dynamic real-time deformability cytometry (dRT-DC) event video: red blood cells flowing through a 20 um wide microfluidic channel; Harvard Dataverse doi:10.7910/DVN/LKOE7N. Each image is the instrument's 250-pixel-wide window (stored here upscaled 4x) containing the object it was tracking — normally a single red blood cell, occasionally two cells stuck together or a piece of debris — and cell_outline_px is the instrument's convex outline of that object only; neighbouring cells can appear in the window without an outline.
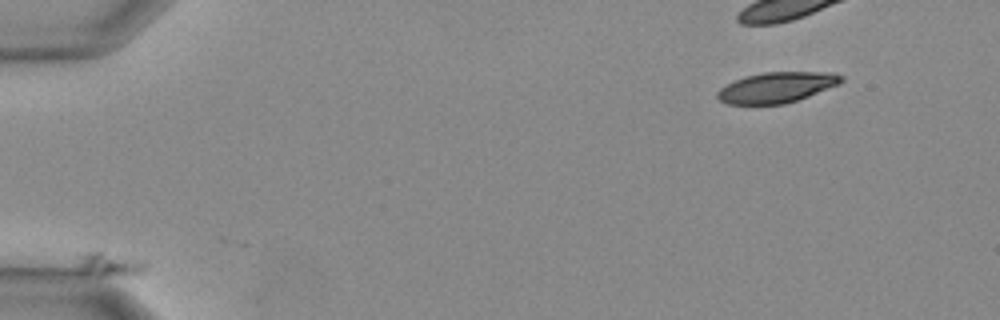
{"species": "Egyptian fruit bat (a non-hibernating species)", "species_latin": "Rousettus aegyptiacus", "temperature_condition": "warm", "stored_images_in_passage": 33, "segment_of_instrument_passage": [1, 2], "camera_frame_rate_fps": 3000, "um_per_image_px": 0.085, "animal": {"sex": "female"}, "frame": {"image": 1, "passage_image": 1, "time_ms": 0.0, "image_size_px": [1000, 320], "cell_outline_px": [[148, 268], [144, 272], [132, 276], [72, 272], [76, 256], [88, 252], [100, 252], [148, 260]], "centroid_in_image_um": [9.28, 22.47], "position_along_channel_um": 75.7, "area_um2": 10.06}}